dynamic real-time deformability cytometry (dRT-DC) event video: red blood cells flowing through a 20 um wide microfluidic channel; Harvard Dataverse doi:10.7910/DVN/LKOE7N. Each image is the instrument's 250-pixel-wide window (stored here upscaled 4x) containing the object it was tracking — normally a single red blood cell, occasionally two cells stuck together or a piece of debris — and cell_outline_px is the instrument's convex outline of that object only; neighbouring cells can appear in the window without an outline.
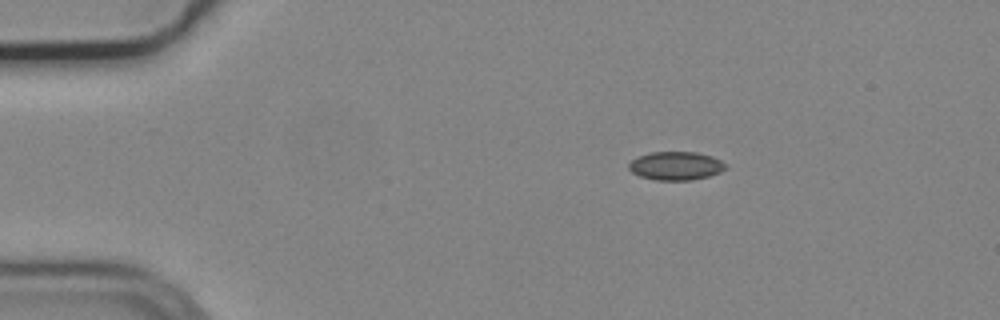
{"species": "common noctule bat (a hibernating species)", "species_latin": "Nyctalus noctula", "temperature_condition": "cold", "stored_images_in_passage": 3, "camera_frame_rate_fps": 3000, "um_per_image_px": 0.085, "animal": {"sex": "male", "body_mass_g": 19.2, "forearm_length_mm": 51.8}, "frame": {"image": 1, "passage_image": 1, "time_ms": 0.0, "image_size_px": [1000, 320], "cell_outline_px": [[728, 168], [720, 172], [708, 176], [692, 180], [656, 180], [640, 176], [632, 172], [628, 168], [628, 164], [632, 160], [640, 156], [652, 152], [696, 152], [712, 156], [728, 164]], "centroid_in_image_um": [57.48, 14.1], "position_along_channel_um": 27.5, "area_um2": 16.07}}